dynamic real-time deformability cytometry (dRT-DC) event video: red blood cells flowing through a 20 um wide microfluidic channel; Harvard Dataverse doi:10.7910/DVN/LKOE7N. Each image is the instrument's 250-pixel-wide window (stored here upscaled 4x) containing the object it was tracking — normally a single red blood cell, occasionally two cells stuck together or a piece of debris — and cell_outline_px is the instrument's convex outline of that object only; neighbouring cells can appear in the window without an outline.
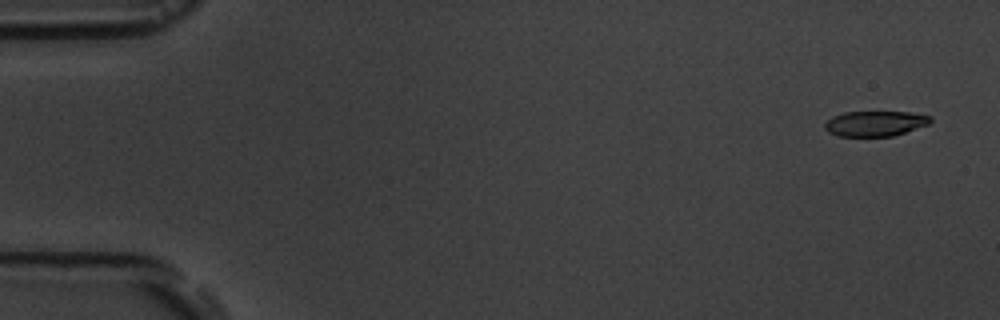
{"species": "common noctule bat (a hibernating species)", "species_latin": "Nyctalus noctula", "temperature_condition": "room temperature", "stored_images_in_passage": 6, "camera_frame_rate_fps": 3000, "um_per_image_px": 0.085, "animal": {"sex": "male", "body_mass_g": 19.5, "forearm_length_mm": 54.6}, "frame": {"image": 1, "passage_image": 1, "time_ms": 0.0, "image_size_px": [1000, 320], "cell_outline_px": [[932, 120], [928, 124], [892, 136], [836, 136], [828, 132], [824, 128], [824, 124], [832, 116], [844, 112], [908, 112], [932, 116]], "centroid_in_image_um": [74.35, 10.5], "position_along_channel_um": 10.7, "area_um2": 15.49}}
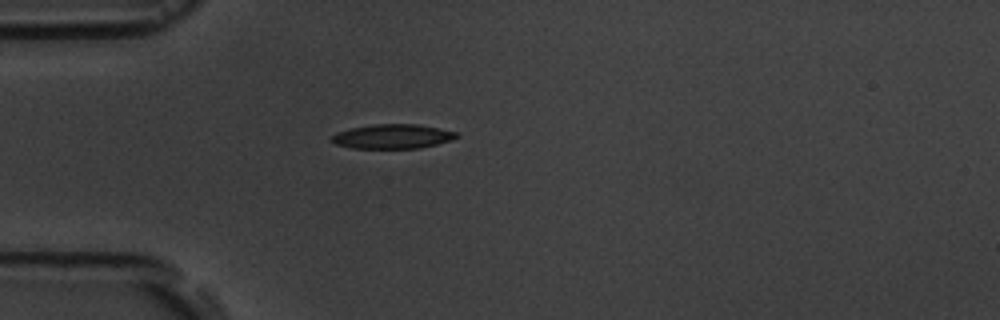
{"frame": {"image": 2, "passage_image": 5, "time_ms": 4.333, "image_size_px": [1000, 320], "cell_outline_px": [[460, 136], [452, 140], [420, 148], [352, 148], [336, 144], [328, 140], [336, 132], [352, 128], [372, 124], [416, 124], [456, 132]], "centroid_in_image_um": [33.34, 11.6], "position_along_channel_um": 51.7, "area_um2": 17.69}}